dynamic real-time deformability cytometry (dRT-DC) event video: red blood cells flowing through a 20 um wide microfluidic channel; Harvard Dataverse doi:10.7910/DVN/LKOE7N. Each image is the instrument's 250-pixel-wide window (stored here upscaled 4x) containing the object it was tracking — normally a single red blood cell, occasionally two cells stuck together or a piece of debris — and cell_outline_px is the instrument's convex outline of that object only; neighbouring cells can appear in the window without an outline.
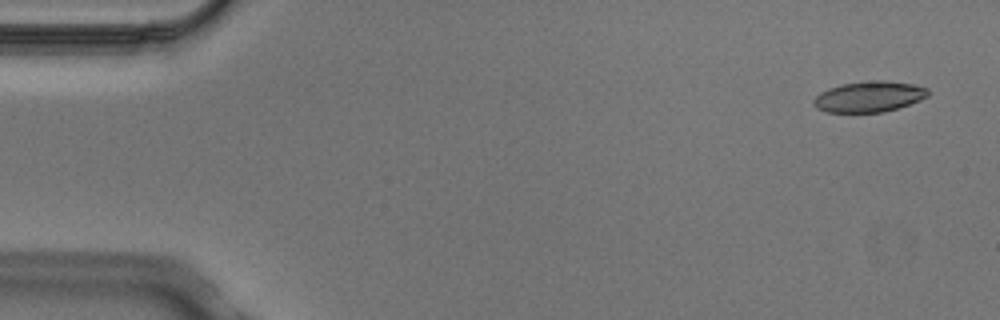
{"species": "Egyptian fruit bat (a non-hibernating species)", "species_latin": "Rousettus aegyptiacus", "temperature_condition": "cold", "stored_images_in_passage": 4, "camera_frame_rate_fps": 3000, "um_per_image_px": 0.085, "animal": {"sex": "male"}, "frame": {"image": 1, "passage_image": 1, "time_ms": 0.0, "image_size_px": [1000, 320], "cell_outline_px": [[928, 96], [920, 100], [884, 112], [828, 112], [816, 108], [812, 104], [812, 100], [820, 92], [828, 88], [840, 84], [872, 80], [884, 80], [912, 84], [928, 88]], "centroid_in_image_um": [73.83, 8.21], "position_along_channel_um": 11.2, "area_um2": 20.52}}
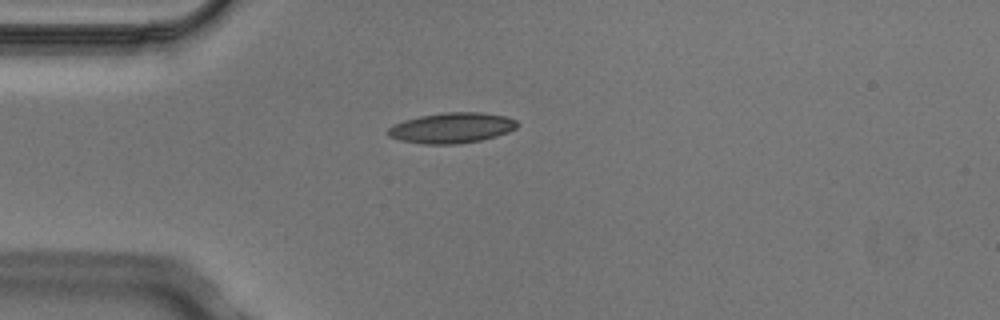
{"frame": {"image": 2, "passage_image": 4, "time_ms": 1.0, "image_size_px": [1000, 320], "cell_outline_px": [[520, 124], [516, 128], [508, 132], [496, 136], [480, 140], [460, 144], [424, 144], [400, 140], [388, 136], [388, 128], [404, 120], [420, 116], [444, 112], [484, 112], [504, 116], [516, 120]], "centroid_in_image_um": [38.42, 10.87], "position_along_channel_um": 46.6, "area_um2": 22.95}}